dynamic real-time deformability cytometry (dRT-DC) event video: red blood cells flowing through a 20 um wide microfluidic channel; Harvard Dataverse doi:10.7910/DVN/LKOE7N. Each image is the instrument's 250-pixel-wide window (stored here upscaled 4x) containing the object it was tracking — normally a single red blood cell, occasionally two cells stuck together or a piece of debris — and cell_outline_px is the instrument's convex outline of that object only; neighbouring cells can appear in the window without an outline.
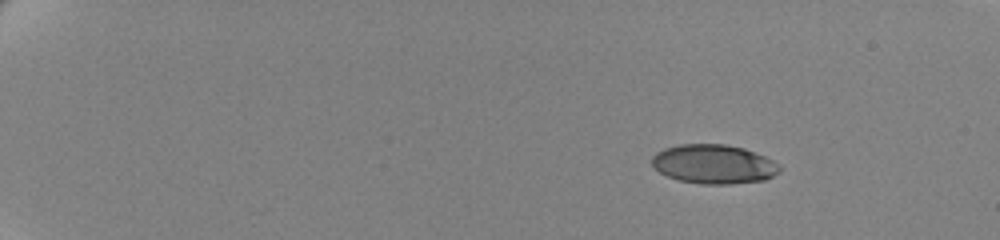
{"species": "human", "species_latin": "Homo sapiens", "temperature_condition": "cold", "stored_images_in_passage": 49, "camera_frame_rate_fps": 3000, "um_per_image_px": 0.085, "donor": {"sex": "female"}, "frame": {"image": 1, "passage_image": 1, "time_ms": 0.0, "image_size_px": [1000, 240], "cell_outline_px": [[780, 172], [764, 180], [728, 184], [700, 184], [680, 180], [668, 176], [660, 172], [652, 164], [652, 156], [656, 152], [664, 148], [680, 144], [724, 144], [744, 148], [764, 156], [772, 160], [780, 168]], "centroid_in_image_um": [60.65, 13.95], "position_along_channel_um": 24.3, "area_um2": 28.96}}
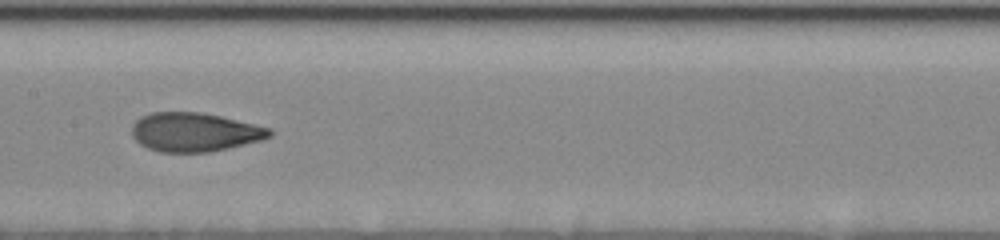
{"frame": {"image": 2, "passage_image": 27, "time_ms": 8.667, "image_size_px": [1000, 240], "cell_outline_px": [[272, 136], [260, 140], [228, 148], [208, 152], [160, 152], [148, 148], [140, 144], [132, 136], [132, 124], [140, 116], [152, 112], [200, 112], [220, 116], [256, 124], [272, 128]], "centroid_in_image_um": [16.53, 11.22], "position_along_channel_um": 190.9, "area_um2": 31.27}}
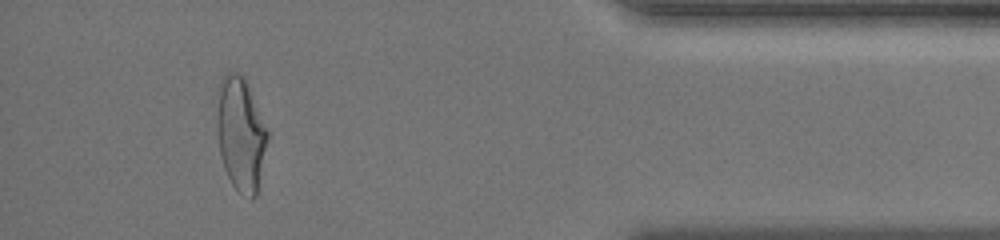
{"frame": {"image": 3, "passage_image": 49, "time_ms": 16.0, "image_size_px": [1000, 240], "cell_outline_px": [[268, 136], [256, 196], [252, 200], [240, 192], [232, 184], [224, 168], [220, 152], [216, 128], [216, 88], [220, 80], [228, 72], [236, 72], [244, 76], [268, 132]], "centroid_in_image_um": [20.42, 11.34], "position_along_channel_um": 414.8, "area_um2": 33.52}, "authors_computed_cell_mechanics": {"area_um2": 30.9808, "velocity_mm_per_s": 3.4985, "shape_relaxation_time_tau1_ms": 4.0353, "shape_relaxation_time_tau2_ms": 1.1764, "deformation_change_tau1": 0.1712, "deformation_change_tau2": 0.0677}}